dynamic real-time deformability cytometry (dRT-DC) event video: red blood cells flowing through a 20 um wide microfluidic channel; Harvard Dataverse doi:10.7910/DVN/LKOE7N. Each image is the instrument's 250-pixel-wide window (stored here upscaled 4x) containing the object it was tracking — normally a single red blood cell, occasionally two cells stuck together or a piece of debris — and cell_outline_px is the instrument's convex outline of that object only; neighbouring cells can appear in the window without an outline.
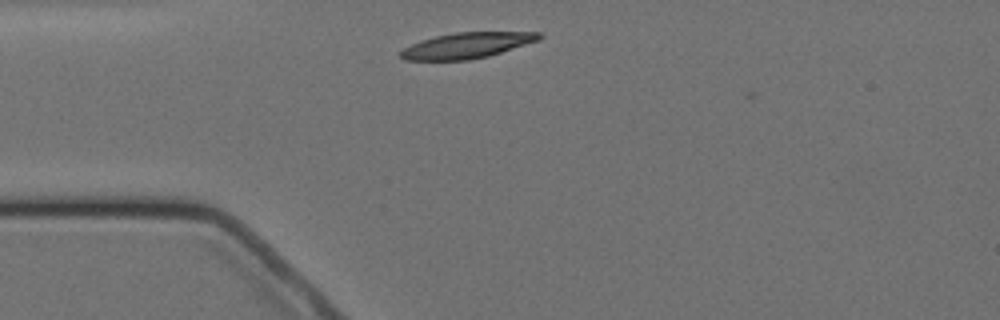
{"species": "Egyptian fruit bat (a non-hibernating species)", "species_latin": "Rousettus aegyptiacus", "temperature_condition": "cold", "stored_images_in_passage": 1, "camera_frame_rate_fps": 3000, "um_per_image_px": 0.085, "animal": {"sex": "female"}, "frame": {"image": 1, "passage_image": 1, "time_ms": 0.0, "image_size_px": [1000, 320], "cell_outline_px": [[544, 36], [540, 40], [488, 56], [468, 60], [404, 60], [400, 56], [400, 52], [404, 48], [420, 40], [436, 36], [456, 32], [540, 32]], "centroid_in_image_um": [39.7, 3.86], "position_along_channel_um": 45.3, "area_um2": 20.69}}